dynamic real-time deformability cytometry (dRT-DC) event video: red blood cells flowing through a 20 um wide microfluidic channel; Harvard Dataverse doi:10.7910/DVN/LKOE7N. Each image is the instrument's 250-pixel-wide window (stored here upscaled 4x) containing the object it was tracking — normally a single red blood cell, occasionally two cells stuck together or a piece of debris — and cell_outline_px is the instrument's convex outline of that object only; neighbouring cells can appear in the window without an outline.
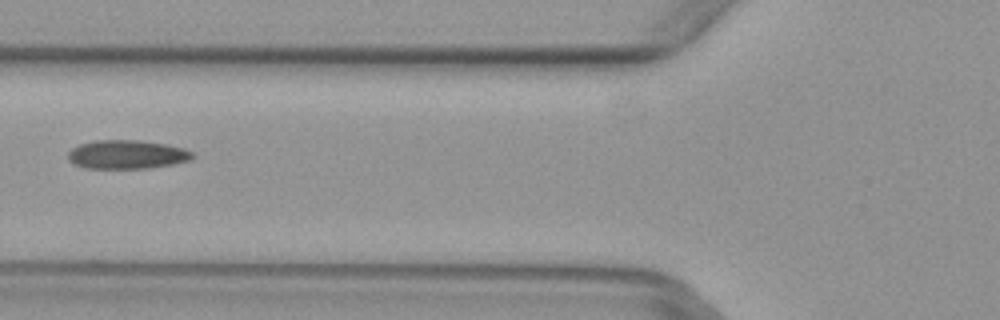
{"species": "common noctule bat (a hibernating species)", "species_latin": "Nyctalus noctula", "temperature_condition": "warm", "stored_images_in_passage": 2, "camera_frame_rate_fps": 3000, "um_per_image_px": 0.085, "animal": {"sex": "female", "body_mass_g": 29.2, "forearm_length_mm": 56.3}, "frame": {"image": 1, "passage_image": 2, "time_ms": 0.333, "image_size_px": [1000, 320], "cell_outline_px": [[196, 156], [192, 160], [152, 168], [84, 168], [72, 164], [68, 160], [68, 152], [72, 148], [80, 144], [96, 140], [140, 140], [168, 144], [184, 148], [192, 152]], "centroid_in_image_um": [10.81, 13.13], "position_along_channel_um": 115.0, "area_um2": 21.15}}